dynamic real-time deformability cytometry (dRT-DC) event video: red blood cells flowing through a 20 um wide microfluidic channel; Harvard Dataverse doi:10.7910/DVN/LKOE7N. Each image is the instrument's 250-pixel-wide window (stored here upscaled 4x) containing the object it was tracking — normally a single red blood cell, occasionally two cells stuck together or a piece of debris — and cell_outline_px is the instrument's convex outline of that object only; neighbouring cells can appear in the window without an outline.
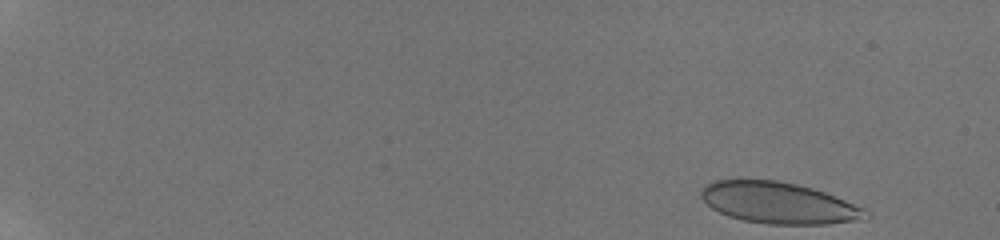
{"species": "human", "species_latin": "Homo sapiens", "temperature_condition": "room temperature", "stored_images_in_passage": 36, "camera_frame_rate_fps": 3000, "um_per_image_px": 0.085, "donor": {"sex": "male"}, "frame": {"image": 1, "passage_image": 1, "time_ms": 0.0, "image_size_px": [1000, 240], "cell_outline_px": [[872, 216], [864, 220], [828, 224], [768, 224], [744, 220], [728, 216], [712, 208], [700, 196], [700, 192], [712, 180], [776, 180], [796, 184], [812, 188], [824, 192], [864, 208]], "centroid_in_image_um": [66.23, 17.26], "position_along_channel_um": 18.8, "area_um2": 39.48}}
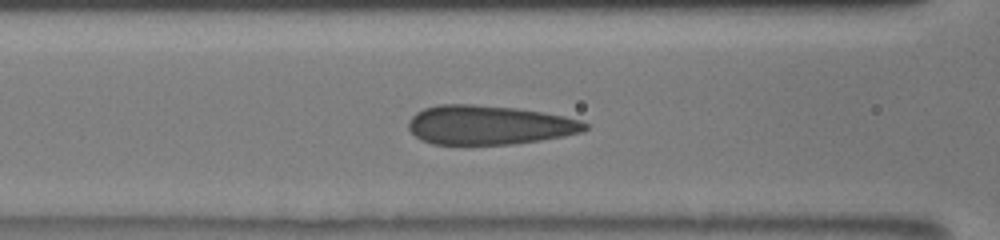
{"frame": {"image": 2, "passage_image": 29, "time_ms": 7.333, "image_size_px": [1000, 240], "cell_outline_px": [[588, 128], [584, 132], [564, 136], [540, 140], [512, 144], [464, 148], [432, 144], [420, 140], [408, 128], [408, 120], [416, 112], [424, 108], [440, 104], [472, 104], [516, 108], [564, 116], [580, 120], [588, 124]], "centroid_in_image_um": [41.51, 10.67], "position_along_channel_um": 125.1, "area_um2": 41.5}}
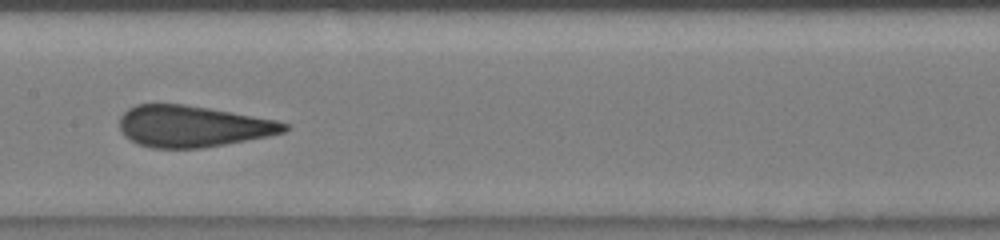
{"frame": {"image": 3, "passage_image": 34, "time_ms": 9.0, "image_size_px": [1000, 240], "cell_outline_px": [[288, 128], [284, 132], [268, 136], [224, 144], [200, 148], [152, 148], [136, 144], [124, 136], [120, 132], [120, 116], [128, 108], [136, 104], [184, 104], [208, 108], [276, 120], [288, 124]], "centroid_in_image_um": [16.32, 10.74], "position_along_channel_um": 191.1, "area_um2": 39.65}}